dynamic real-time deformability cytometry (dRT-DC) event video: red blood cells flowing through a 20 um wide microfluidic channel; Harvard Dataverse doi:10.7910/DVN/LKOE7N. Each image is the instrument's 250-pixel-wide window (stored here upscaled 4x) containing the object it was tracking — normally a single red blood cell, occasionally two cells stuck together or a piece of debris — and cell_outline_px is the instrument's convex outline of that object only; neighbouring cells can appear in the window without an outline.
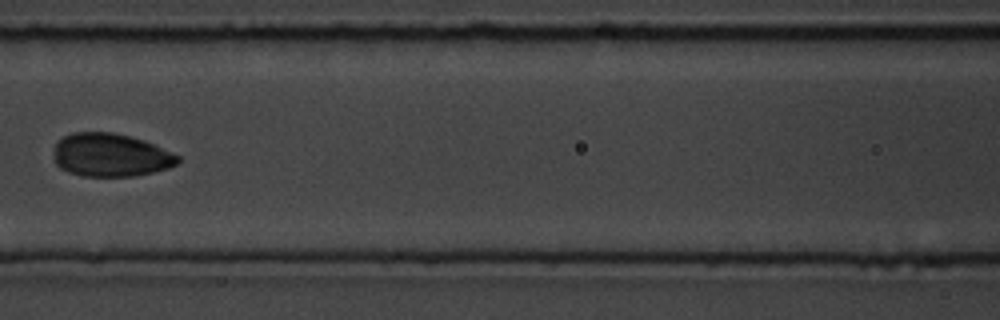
{"species": "common noctule bat (a hibernating species)", "species_latin": "Nyctalus noctula", "temperature_condition": "room temperature", "stored_images_in_passage": 11, "camera_frame_rate_fps": 3000, "um_per_image_px": 0.085, "animal": {"sex": "male", "body_mass_g": 19.5, "forearm_length_mm": 54.6}, "frame": {"image": 1, "passage_image": 8, "time_ms": 8.667, "image_size_px": [1000, 320], "cell_outline_px": [[180, 160], [176, 164], [168, 168], [152, 172], [132, 176], [84, 176], [68, 172], [60, 168], [56, 164], [56, 144], [64, 136], [72, 132], [112, 132], [144, 140], [180, 156]], "centroid_in_image_um": [9.42, 13.18], "position_along_channel_um": 157.2, "area_um2": 30.92}}